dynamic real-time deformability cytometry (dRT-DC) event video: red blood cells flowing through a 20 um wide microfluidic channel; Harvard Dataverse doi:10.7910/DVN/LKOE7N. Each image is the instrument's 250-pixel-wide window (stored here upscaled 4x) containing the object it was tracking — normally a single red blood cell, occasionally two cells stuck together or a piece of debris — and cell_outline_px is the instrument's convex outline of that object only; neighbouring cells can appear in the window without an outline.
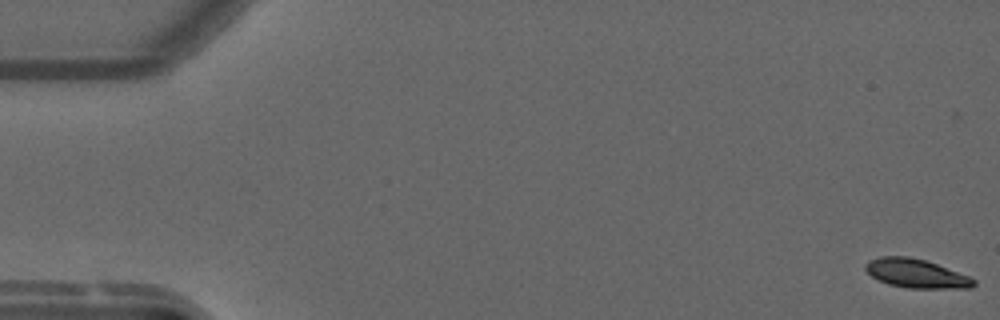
{"species": "common noctule bat (a hibernating species)", "species_latin": "Nyctalus noctula", "temperature_condition": "warm", "stored_images_in_passage": 55, "camera_frame_rate_fps": 3000, "um_per_image_px": 0.085, "animal": {"sex": "male", "forearm_length_mm": 52.5}, "frame": {"image": 1, "passage_image": 1, "time_ms": 0.0, "image_size_px": [1000, 320], "cell_outline_px": [[976, 284], [972, 288], [908, 288], [888, 284], [872, 276], [864, 268], [864, 264], [868, 260], [880, 256], [908, 256], [924, 260], [936, 264], [968, 276], [976, 280]], "centroid_in_image_um": [77.85, 23.24], "position_along_channel_um": 7.1, "area_um2": 18.09}}
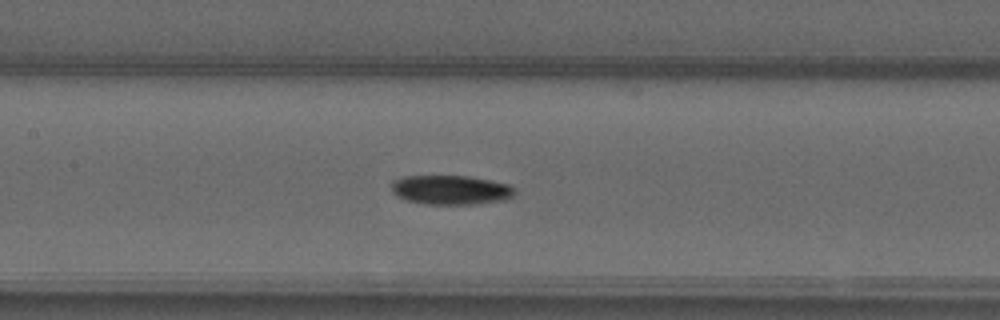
{"frame": {"image": 2, "passage_image": 26, "time_ms": 8.333, "image_size_px": [1000, 320], "cell_outline_px": [[516, 192], [512, 196], [504, 200], [476, 204], [424, 204], [404, 200], [396, 196], [392, 192], [392, 180], [404, 176], [468, 176], [492, 180], [508, 184]], "centroid_in_image_um": [38.28, 16.14], "position_along_channel_um": 169.1, "area_um2": 21.21}}
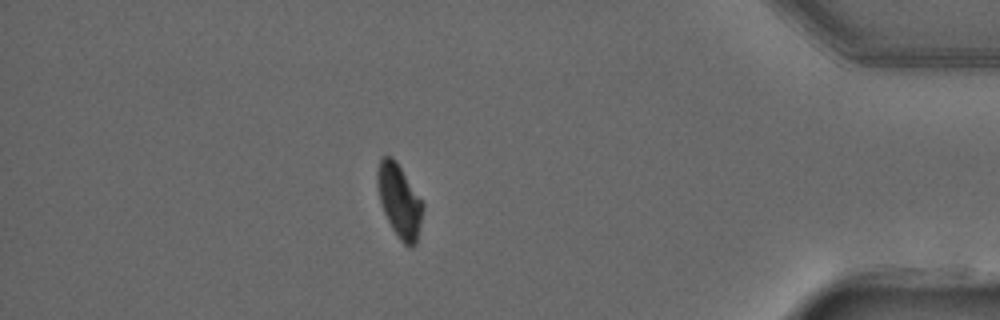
{"frame": {"image": 3, "passage_image": 48, "time_ms": 15.667, "image_size_px": [1000, 320], "cell_outline_px": [[424, 208], [416, 244], [412, 248], [408, 248], [400, 240], [392, 228], [384, 212], [380, 200], [376, 184], [376, 172], [380, 160], [384, 156], [392, 156], [396, 160], [424, 204]], "centroid_in_image_um": [33.95, 17.08], "position_along_channel_um": 401.3, "area_um2": 19.42}, "authors_computed_cell_mechanics": {"area_um2": 19.8832, "velocity_mm_per_s": 3.7421, "shape_relaxation_time_tau1_ms": 4.025, "shape_relaxation_time_tau2_ms": null, "deformation_change_tau1": 0.1174, "deformation_change_tau2": null}}